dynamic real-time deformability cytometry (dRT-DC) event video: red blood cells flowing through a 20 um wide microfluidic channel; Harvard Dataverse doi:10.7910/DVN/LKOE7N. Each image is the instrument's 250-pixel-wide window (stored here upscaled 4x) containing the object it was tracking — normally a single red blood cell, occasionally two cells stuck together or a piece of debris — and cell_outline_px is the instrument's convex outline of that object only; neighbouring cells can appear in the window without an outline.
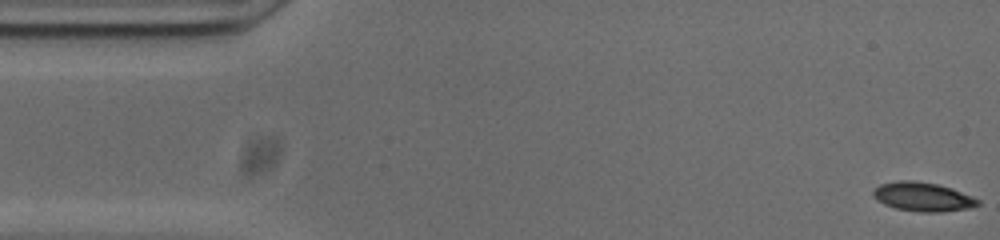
{"species": "common noctule bat (a hibernating species)", "species_latin": "Nyctalus noctula", "temperature_condition": "cold", "stored_images_in_passage": 53, "camera_frame_rate_fps": 3000, "um_per_image_px": 0.085, "animal": {"sex": "male", "body_mass_g": 20.0, "forearm_length_mm": 53.3}, "frame": {"image": 1, "passage_image": 1, "time_ms": 0.0, "image_size_px": [1000, 240], "cell_outline_px": [[980, 204], [968, 208], [944, 212], [920, 212], [896, 208], [884, 204], [876, 200], [872, 196], [872, 192], [880, 184], [900, 180], [912, 180], [936, 184], [952, 188], [972, 196], [980, 200]], "centroid_in_image_um": [78.43, 16.73], "position_along_channel_um": 6.6, "area_um2": 17.69}}
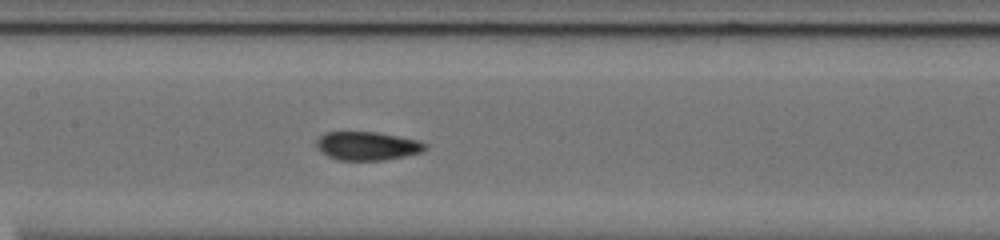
{"frame": {"image": 2, "passage_image": 24, "time_ms": 7.667, "image_size_px": [1000, 240], "cell_outline_px": [[428, 148], [420, 152], [404, 156], [384, 160], [336, 160], [320, 152], [316, 148], [316, 140], [324, 132], [376, 132], [420, 140], [428, 144]], "centroid_in_image_um": [31.21, 12.4], "position_along_channel_um": 176.2, "area_um2": 18.26}}
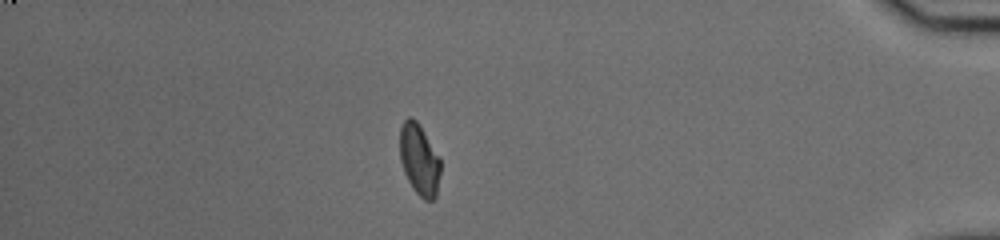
{"frame": {"image": 3, "passage_image": 46, "time_ms": 15.0, "image_size_px": [1000, 240], "cell_outline_px": [[440, 172], [436, 196], [432, 200], [424, 200], [412, 188], [404, 172], [400, 160], [400, 128], [404, 120], [408, 116], [412, 116], [416, 120], [440, 156]], "centroid_in_image_um": [35.64, 13.55], "position_along_channel_um": 399.6, "area_um2": 16.94}, "authors_computed_cell_mechanics": {"area_um2": 17.6868, "velocity_mm_per_s": 3.742, "shape_relaxation_time_tau1_ms": 5.8699, "shape_relaxation_time_tau2_ms": 1.3917, "deformation_change_tau1": 0.1566, "deformation_change_tau2": 0.0626}}